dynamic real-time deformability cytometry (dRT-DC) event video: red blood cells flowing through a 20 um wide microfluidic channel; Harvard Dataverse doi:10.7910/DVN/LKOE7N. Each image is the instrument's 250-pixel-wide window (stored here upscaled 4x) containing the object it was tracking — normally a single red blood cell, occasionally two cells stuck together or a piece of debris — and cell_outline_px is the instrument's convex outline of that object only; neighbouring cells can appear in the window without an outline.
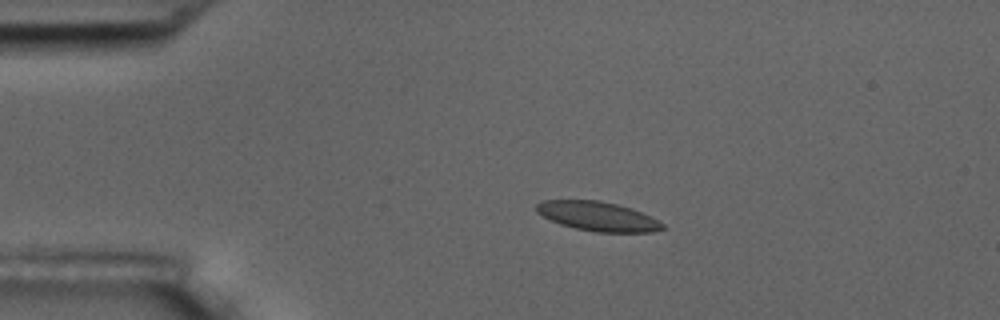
{"species": "common noctule bat (a hibernating species)", "species_latin": "Nyctalus noctula", "temperature_condition": "room temperature", "stored_images_in_passage": 6, "camera_frame_rate_fps": 3000, "um_per_image_px": 0.085, "animal": {"sex": "male", "body_mass_g": 17.5, "forearm_length_mm": 52.3}, "frame": {"image": 1, "passage_image": 2, "time_ms": 1.0, "image_size_px": [1000, 320], "cell_outline_px": [[668, 228], [652, 232], [596, 232], [576, 228], [560, 224], [536, 212], [536, 204], [544, 200], [600, 200], [632, 208], [664, 224]], "centroid_in_image_um": [50.82, 18.38], "position_along_channel_um": 34.2, "area_um2": 21.39}}
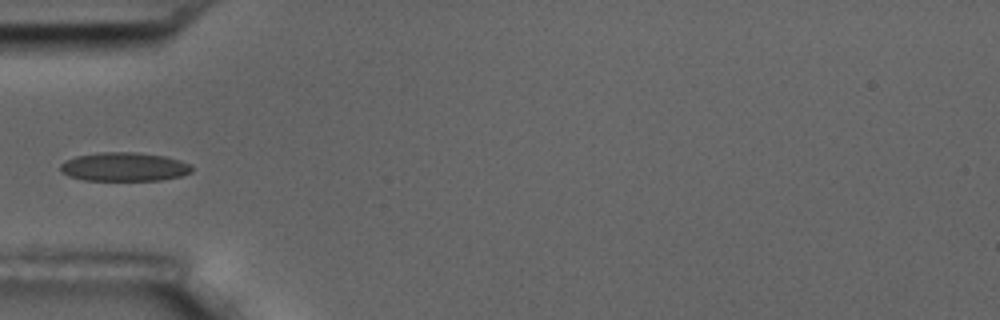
{"frame": {"image": 2, "passage_image": 4, "time_ms": 3.333, "image_size_px": [1000, 320], "cell_outline_px": [[192, 172], [180, 176], [160, 180], [84, 180], [68, 176], [60, 172], [60, 164], [64, 160], [76, 156], [100, 152], [136, 152], [164, 156], [180, 160], [188, 164], [192, 168]], "centroid_in_image_um": [10.51, 14.18], "position_along_channel_um": 74.5, "area_um2": 22.08}}